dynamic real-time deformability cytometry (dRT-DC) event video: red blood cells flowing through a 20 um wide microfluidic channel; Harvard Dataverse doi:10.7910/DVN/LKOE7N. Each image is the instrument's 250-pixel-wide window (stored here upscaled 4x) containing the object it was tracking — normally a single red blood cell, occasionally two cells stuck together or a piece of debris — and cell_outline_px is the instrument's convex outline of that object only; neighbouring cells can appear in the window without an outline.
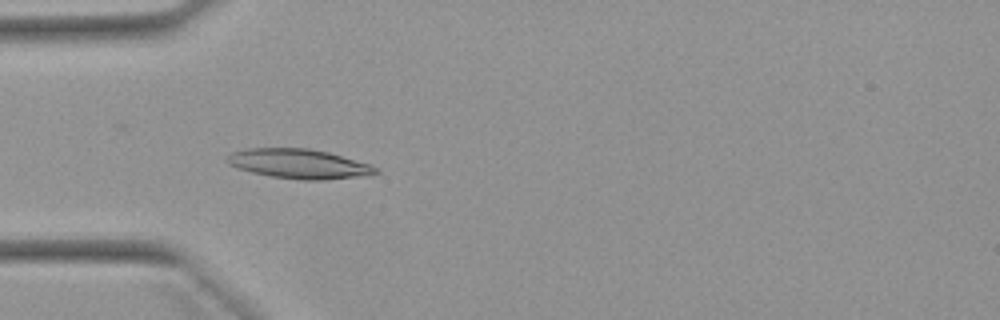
{"species": "Egyptian fruit bat (a non-hibernating species)", "species_latin": "Rousettus aegyptiacus", "temperature_condition": "warm", "stored_images_in_passage": 46, "camera_frame_rate_fps": 3000, "um_per_image_px": 0.085, "animal": {"sex": "female"}, "frame": {"image": 1, "passage_image": 9, "time_ms": 2.667, "image_size_px": [1000, 320], "cell_outline_px": [[380, 172], [356, 176], [324, 180], [300, 180], [272, 176], [252, 172], [236, 168], [228, 164], [224, 160], [232, 152], [248, 148], [308, 148], [328, 152], [372, 164]], "centroid_in_image_um": [25.37, 13.91], "position_along_channel_um": 59.6, "area_um2": 25.49}}
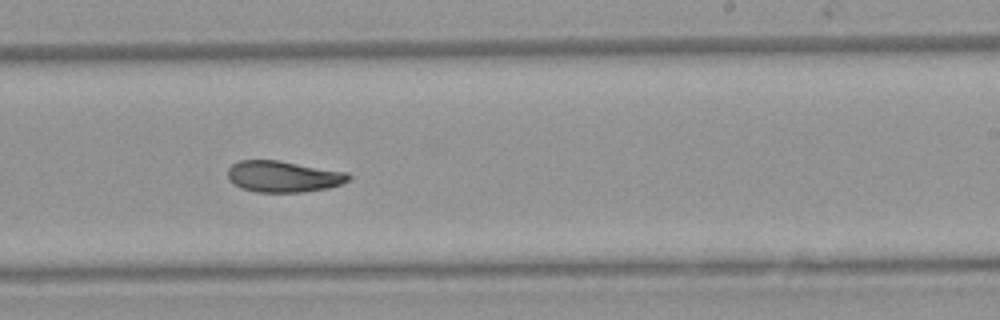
{"frame": {"image": 2, "passage_image": 25, "time_ms": 8.0, "image_size_px": [1000, 320], "cell_outline_px": [[352, 176], [348, 180], [340, 184], [328, 188], [304, 192], [256, 192], [240, 188], [232, 184], [228, 180], [228, 168], [232, 164], [240, 160], [280, 160], [348, 172]], "centroid_in_image_um": [24.06, 15.0], "position_along_channel_um": 264.9, "area_um2": 22.31}}
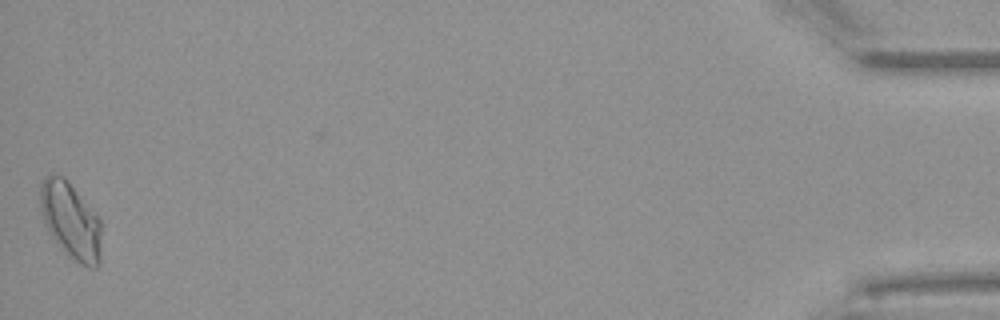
{"frame": {"image": 3, "passage_image": 45, "time_ms": 14.667, "image_size_px": [1000, 320], "cell_outline_px": [[100, 264], [96, 268], [88, 268], [80, 264], [68, 256], [64, 252], [48, 232], [44, 224], [40, 208], [40, 184], [44, 176], [64, 176], [100, 220]], "centroid_in_image_um": [5.99, 18.79], "position_along_channel_um": 429.2, "area_um2": 27.11}, "authors_computed_cell_mechanics": {"area_um2": 22.6576, "velocity_mm_per_s": 3.9151, "shape_relaxation_time_tau1_ms": null, "shape_relaxation_time_tau2_ms": 4.3451, "deformation_change_tau1": null, "deformation_change_tau2": 0.0944}}